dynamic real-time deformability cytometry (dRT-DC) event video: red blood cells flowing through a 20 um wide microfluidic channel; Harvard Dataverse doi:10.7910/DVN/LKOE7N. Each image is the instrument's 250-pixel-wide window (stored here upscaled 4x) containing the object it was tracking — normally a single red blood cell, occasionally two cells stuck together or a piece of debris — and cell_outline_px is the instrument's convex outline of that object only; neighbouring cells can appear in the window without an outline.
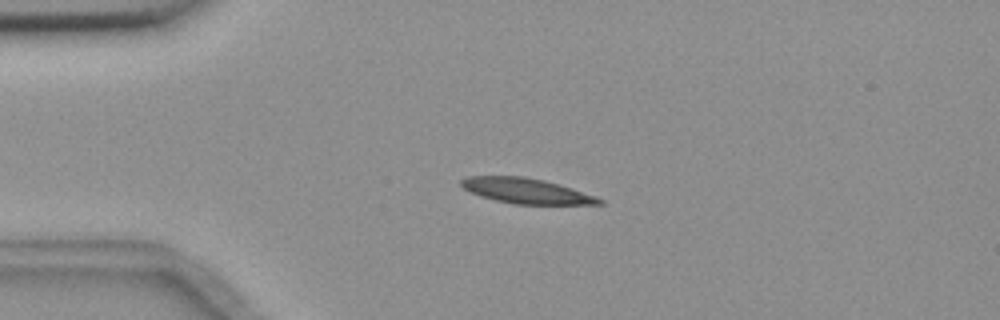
{"species": "common noctule bat (a hibernating species)", "species_latin": "Nyctalus noctula", "temperature_condition": "room temperature", "stored_images_in_passage": 54, "camera_frame_rate_fps": 3000, "um_per_image_px": 0.085, "animal": {"sex": "female", "body_mass_g": 18.4}, "frame": {"image": 1, "passage_image": 12, "time_ms": 3.667, "image_size_px": [1000, 320], "cell_outline_px": [[604, 204], [512, 204], [480, 196], [464, 188], [460, 184], [460, 180], [468, 176], [524, 176], [544, 180], [572, 188], [596, 196], [604, 200]], "centroid_in_image_um": [44.74, 16.22], "position_along_channel_um": 40.3, "area_um2": 20.23}}
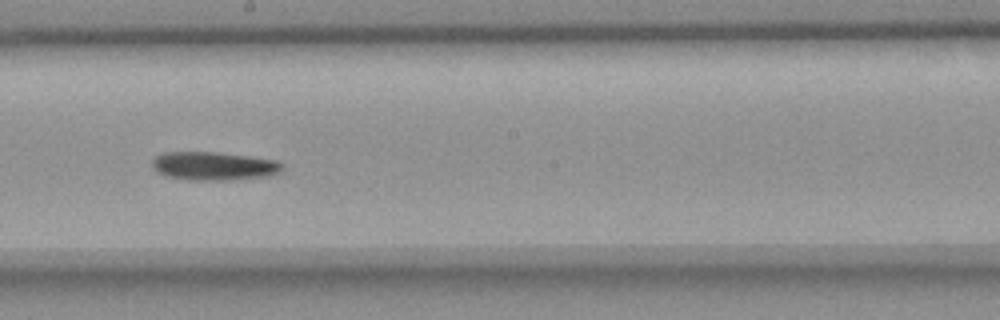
{"frame": {"image": 2, "passage_image": 30, "time_ms": 9.667, "image_size_px": [1000, 320], "cell_outline_px": [[284, 168], [280, 172], [268, 176], [224, 180], [184, 180], [164, 176], [156, 172], [152, 164], [152, 160], [156, 156], [164, 152], [220, 152], [276, 160], [284, 164]], "centroid_in_image_um": [18.16, 14.11], "position_along_channel_um": 230.0, "area_um2": 21.79}}
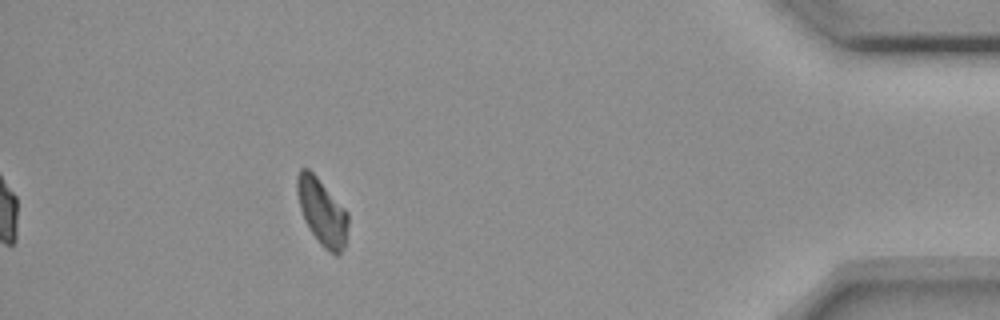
{"frame": {"image": 3, "passage_image": 49, "time_ms": 16.0, "image_size_px": [1000, 320], "cell_outline_px": [[348, 224], [344, 248], [340, 256], [336, 256], [324, 248], [320, 244], [308, 228], [304, 220], [300, 208], [296, 192], [296, 176], [300, 168], [308, 168], [316, 176], [348, 212]], "centroid_in_image_um": [27.36, 18.03], "position_along_channel_um": 407.8, "area_um2": 19.88}}